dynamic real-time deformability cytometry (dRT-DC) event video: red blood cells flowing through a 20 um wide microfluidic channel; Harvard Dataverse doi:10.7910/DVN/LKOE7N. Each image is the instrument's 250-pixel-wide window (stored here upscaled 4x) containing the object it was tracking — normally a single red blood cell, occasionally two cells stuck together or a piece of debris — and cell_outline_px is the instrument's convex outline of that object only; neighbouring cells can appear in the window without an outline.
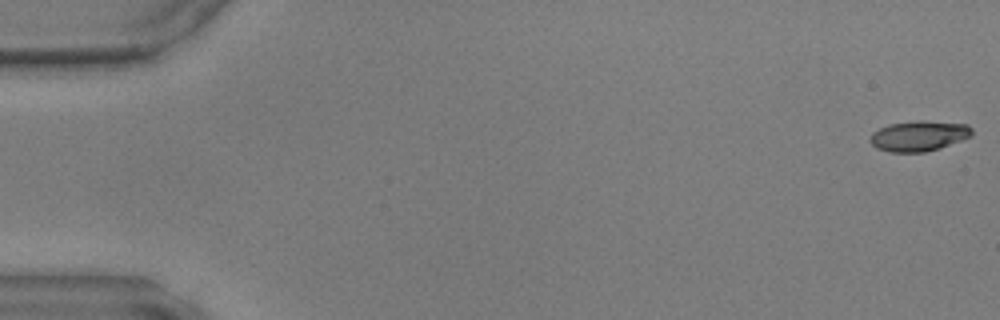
{"species": "common noctule bat (a hibernating species)", "species_latin": "Nyctalus noctula", "temperature_condition": "warm", "stored_images_in_passage": 49, "camera_frame_rate_fps": 3000, "um_per_image_px": 0.085, "animal": {"sex": "male", "body_mass_g": 17.9, "forearm_length_mm": 54.2}, "frame": {"image": 1, "passage_image": 1, "time_ms": 0.0, "image_size_px": [1000, 320], "cell_outline_px": [[972, 136], [940, 148], [924, 152], [892, 152], [876, 148], [868, 140], [872, 132], [888, 124], [916, 120], [924, 120], [968, 124], [972, 128]], "centroid_in_image_um": [78.1, 11.54], "position_along_channel_um": 6.9, "area_um2": 18.21}}
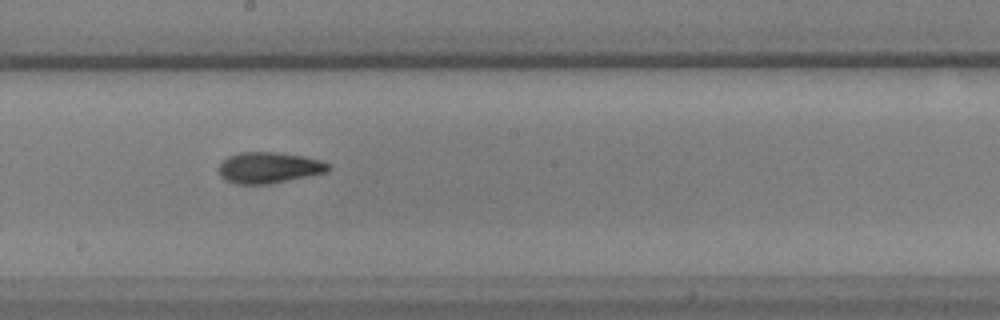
{"frame": {"image": 2, "passage_image": 27, "time_ms": 8.667, "image_size_px": [1000, 320], "cell_outline_px": [[332, 168], [328, 172], [272, 184], [236, 184], [224, 180], [220, 176], [220, 164], [228, 156], [240, 152], [276, 152], [304, 156], [320, 160], [332, 164]], "centroid_in_image_um": [22.91, 14.26], "position_along_channel_um": 225.3, "area_um2": 20.11}}
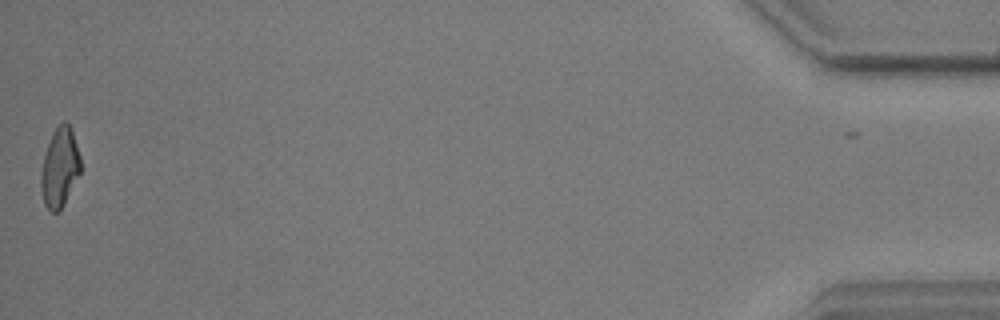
{"frame": {"image": 3, "passage_image": 48, "time_ms": 15.667, "image_size_px": [1000, 320], "cell_outline_px": [[80, 172], [60, 208], [56, 212], [52, 212], [44, 204], [40, 184], [40, 176], [44, 156], [52, 132], [64, 120], [68, 124], [72, 132], [80, 156]], "centroid_in_image_um": [5.05, 14.21], "position_along_channel_um": 430.1, "area_um2": 17.69}}